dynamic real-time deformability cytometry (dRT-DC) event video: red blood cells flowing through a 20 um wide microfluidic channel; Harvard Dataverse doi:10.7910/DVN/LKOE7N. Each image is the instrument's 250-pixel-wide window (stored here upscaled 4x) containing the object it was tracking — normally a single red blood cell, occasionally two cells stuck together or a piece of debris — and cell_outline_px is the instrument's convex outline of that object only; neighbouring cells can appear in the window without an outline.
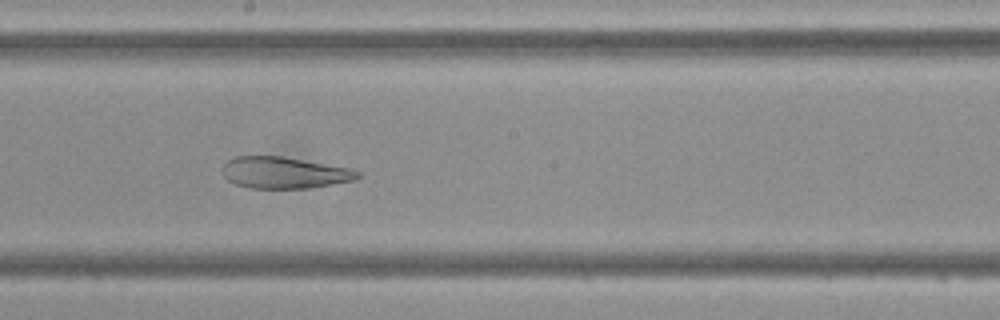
{"species": "Egyptian fruit bat (a non-hibernating species)", "species_latin": "Rousettus aegyptiacus", "temperature_condition": "cold", "stored_images_in_passage": 47, "camera_frame_rate_fps": 3000, "um_per_image_px": 0.085, "frame": {"image": 1, "passage_image": 26, "time_ms": 8.333, "image_size_px": [1000, 320], "cell_outline_px": [[360, 176], [356, 180], [308, 188], [248, 188], [236, 184], [228, 180], [224, 176], [224, 164], [228, 160], [236, 156], [280, 156], [352, 168], [360, 172]], "centroid_in_image_um": [24.19, 14.68], "position_along_channel_um": 224.0, "area_um2": 24.74}}
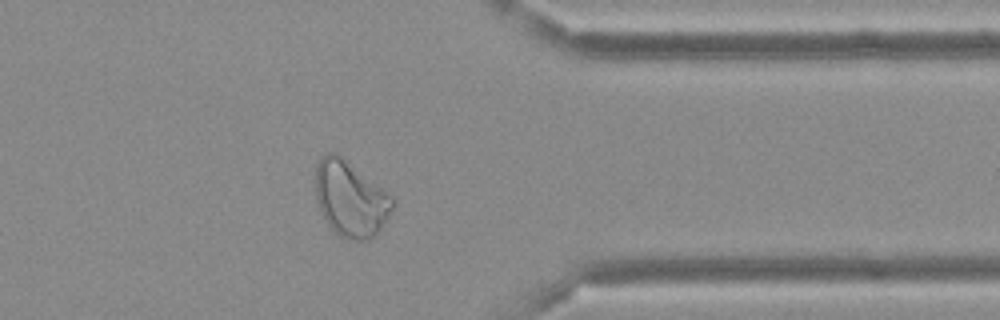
{"frame": {"image": 2, "passage_image": 38, "time_ms": 12.333, "image_size_px": [1000, 320], "cell_outline_px": [[396, 204], [376, 236], [368, 240], [352, 240], [340, 236], [324, 220], [320, 212], [316, 196], [316, 164], [328, 152], [336, 152], [392, 196], [396, 200]], "centroid_in_image_um": [29.8, 16.92], "position_along_channel_um": 381.6, "area_um2": 33.81}}
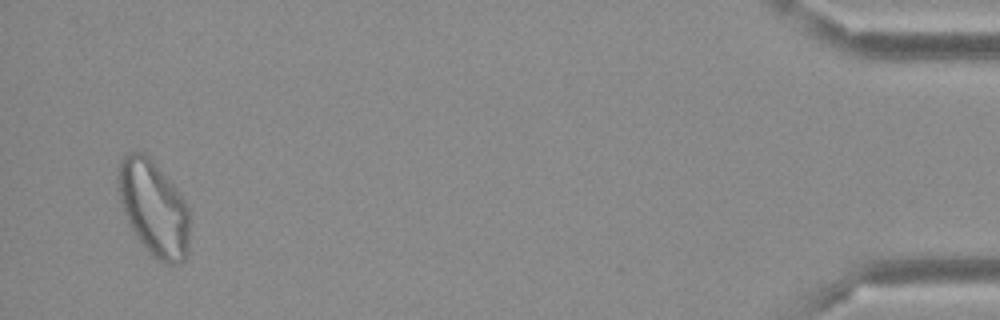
{"frame": {"image": 3, "passage_image": 46, "time_ms": 15.0, "image_size_px": [1000, 320], "cell_outline_px": [[188, 252], [184, 260], [176, 264], [168, 264], [156, 260], [148, 252], [136, 236], [124, 212], [120, 200], [120, 160], [128, 152], [144, 152], [148, 156], [176, 188], [184, 200], [188, 208]], "centroid_in_image_um": [13.09, 17.73], "position_along_channel_um": 422.1, "area_um2": 38.9}}